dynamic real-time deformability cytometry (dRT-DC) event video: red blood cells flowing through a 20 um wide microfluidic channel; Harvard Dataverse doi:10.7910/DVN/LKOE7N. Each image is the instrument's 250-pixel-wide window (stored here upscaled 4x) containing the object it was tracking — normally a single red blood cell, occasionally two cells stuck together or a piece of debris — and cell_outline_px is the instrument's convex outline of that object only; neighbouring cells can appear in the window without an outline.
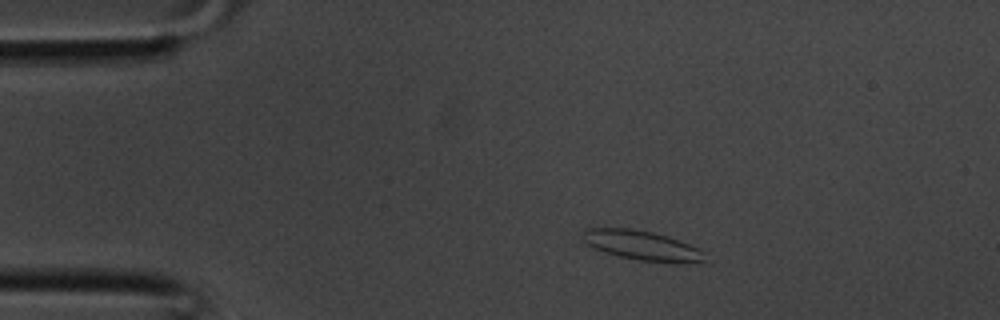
{"species": "common noctule bat (a hibernating species)", "species_latin": "Nyctalus noctula", "temperature_condition": "room temperature", "stored_images_in_passage": 35, "camera_frame_rate_fps": 3000, "um_per_image_px": 0.085, "animal": {"sex": "male", "body_mass_g": 20.1, "forearm_length_mm": 53.5}, "frame": {"image": 1, "passage_image": 5, "time_ms": 1.333, "image_size_px": [1000, 320], "cell_outline_px": [[704, 260], [636, 260], [604, 252], [588, 244], [584, 240], [584, 228], [632, 228], [652, 232], [668, 236], [680, 240], [704, 252]], "centroid_in_image_um": [54.45, 20.8], "position_along_channel_um": 30.5, "area_um2": 19.94}}
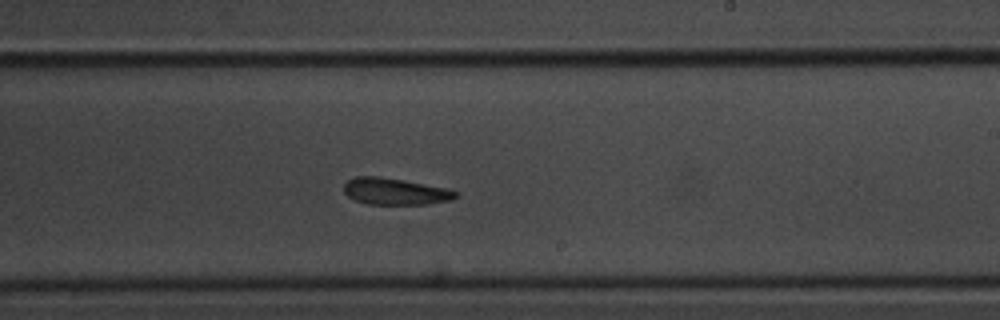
{"frame": {"image": 2, "passage_image": 20, "time_ms": 6.333, "image_size_px": [1000, 320], "cell_outline_px": [[460, 196], [452, 200], [428, 204], [368, 204], [356, 200], [348, 196], [344, 192], [344, 184], [348, 180], [356, 176], [380, 176], [404, 180], [448, 188], [456, 192]], "centroid_in_image_um": [33.61, 16.27], "position_along_channel_um": 255.4, "area_um2": 17.46}}
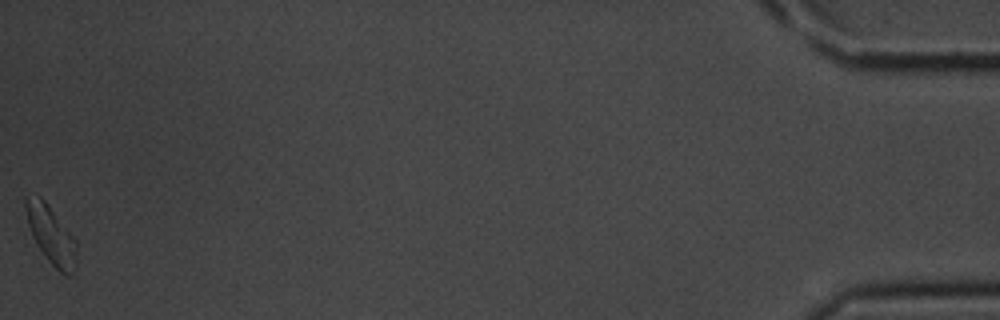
{"frame": {"image": 3, "passage_image": 35, "time_ms": 11.333, "image_size_px": [1000, 320], "cell_outline_px": [[76, 268], [72, 276], [64, 276], [48, 260], [36, 244], [32, 236], [28, 224], [24, 208], [24, 196], [40, 196], [44, 200], [76, 240]], "centroid_in_image_um": [4.34, 19.99], "position_along_channel_um": 430.9, "area_um2": 17.22}}